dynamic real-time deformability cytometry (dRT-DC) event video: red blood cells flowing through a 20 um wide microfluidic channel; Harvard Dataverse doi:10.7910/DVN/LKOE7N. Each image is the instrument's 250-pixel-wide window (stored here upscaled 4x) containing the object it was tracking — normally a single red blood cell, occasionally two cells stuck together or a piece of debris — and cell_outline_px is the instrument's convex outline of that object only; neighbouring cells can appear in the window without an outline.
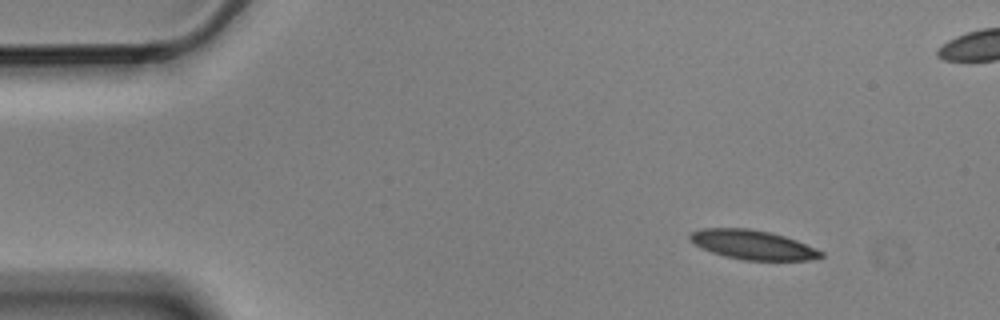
{"species": "Egyptian fruit bat (a non-hibernating species)", "species_latin": "Rousettus aegyptiacus", "temperature_condition": "cold", "stored_images_in_passage": 5, "camera_frame_rate_fps": 3000, "um_per_image_px": 0.085, "animal": {"sex": "male"}, "frame": {"image": 1, "passage_image": 1, "time_ms": 0.0, "image_size_px": [1000, 320], "cell_outline_px": [[824, 256], [808, 260], [744, 260], [712, 252], [700, 248], [688, 240], [688, 236], [692, 232], [700, 228], [748, 228], [768, 232], [784, 236], [796, 240], [824, 252]], "centroid_in_image_um": [63.94, 20.8], "position_along_channel_um": 21.1, "area_um2": 22.25}}
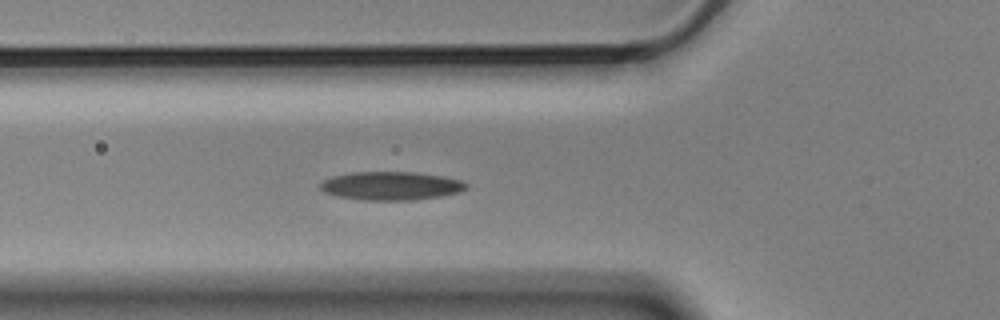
{"frame": {"image": 2, "passage_image": 5, "time_ms": 1.333, "image_size_px": [1000, 320], "cell_outline_px": [[468, 188], [460, 192], [440, 196], [412, 200], [360, 200], [336, 196], [324, 192], [320, 188], [320, 184], [324, 180], [332, 176], [352, 172], [416, 172], [444, 176], [460, 180], [468, 184]], "centroid_in_image_um": [33.24, 15.79], "position_along_channel_um": 92.6, "area_um2": 24.33}}